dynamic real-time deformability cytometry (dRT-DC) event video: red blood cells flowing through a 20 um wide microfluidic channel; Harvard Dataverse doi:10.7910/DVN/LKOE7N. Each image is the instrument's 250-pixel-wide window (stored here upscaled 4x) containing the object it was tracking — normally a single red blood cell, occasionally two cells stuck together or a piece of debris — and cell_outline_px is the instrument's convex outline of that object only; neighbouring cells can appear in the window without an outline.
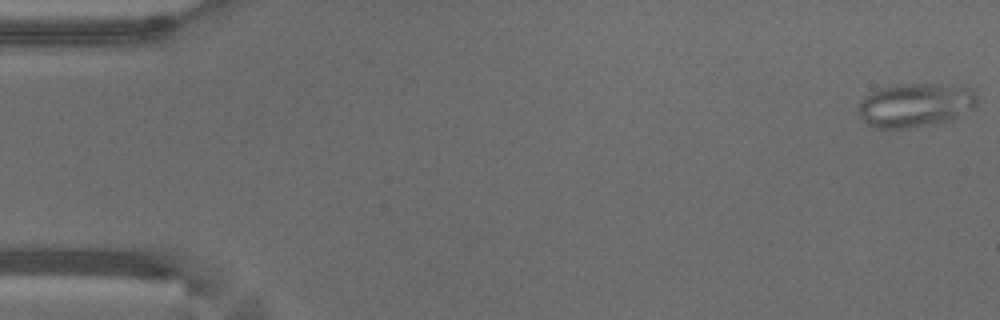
{"species": "common noctule bat (a hibernating species)", "species_latin": "Nyctalus noctula", "temperature_condition": "warm", "stored_images_in_passage": 53, "camera_frame_rate_fps": 3000, "um_per_image_px": 0.085, "animal": {"sex": "male", "body_mass_g": 18.8}, "frame": {"image": 1, "passage_image": 1, "time_ms": 0.0, "image_size_px": [1000, 320], "cell_outline_px": [[976, 104], [972, 108], [952, 120], [908, 128], [872, 128], [860, 116], [860, 100], [864, 96], [880, 88], [900, 84], [964, 84], [972, 88], [976, 96]], "centroid_in_image_um": [77.84, 8.91], "position_along_channel_um": 7.2, "area_um2": 30.46}}
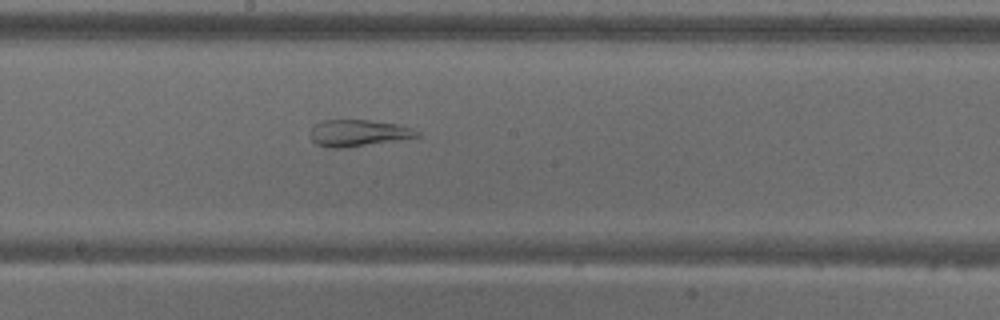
{"frame": {"image": 2, "passage_image": 29, "time_ms": 9.333, "image_size_px": [1000, 320], "cell_outline_px": [[420, 136], [396, 140], [344, 148], [328, 148], [316, 144], [312, 140], [312, 128], [316, 124], [324, 120], [372, 120], [396, 124], [420, 132]], "centroid_in_image_um": [30.43, 11.31], "position_along_channel_um": 217.8, "area_um2": 16.24}}
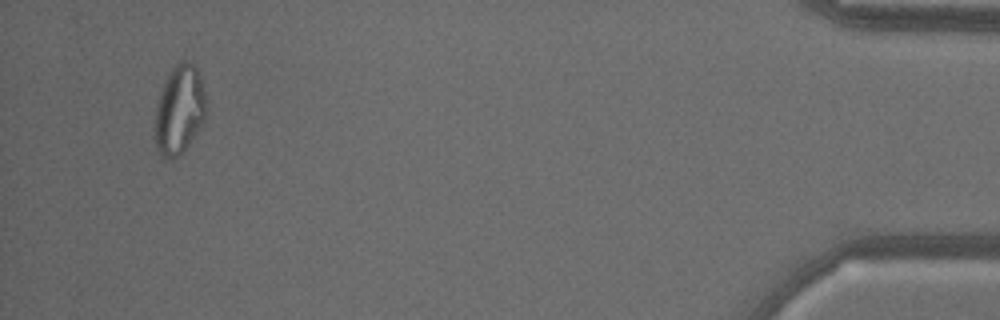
{"frame": {"image": 3, "passage_image": 51, "time_ms": 16.667, "image_size_px": [1000, 320], "cell_outline_px": [[208, 100], [204, 120], [200, 128], [180, 156], [172, 160], [164, 160], [160, 156], [156, 148], [156, 104], [160, 88], [168, 72], [180, 60], [184, 60], [192, 64], [196, 68], [200, 76]], "centroid_in_image_um": [15.25, 9.35], "position_along_channel_um": 419.9, "area_um2": 27.11}, "authors_computed_cell_mechanics": {"area_um2": 25.5476, "velocity_mm_per_s": 3.7871, "shape_relaxation_time_tau1_ms": null, "shape_relaxation_time_tau2_ms": 2.0406, "deformation_change_tau1": null, "deformation_change_tau2": 0.0897}}